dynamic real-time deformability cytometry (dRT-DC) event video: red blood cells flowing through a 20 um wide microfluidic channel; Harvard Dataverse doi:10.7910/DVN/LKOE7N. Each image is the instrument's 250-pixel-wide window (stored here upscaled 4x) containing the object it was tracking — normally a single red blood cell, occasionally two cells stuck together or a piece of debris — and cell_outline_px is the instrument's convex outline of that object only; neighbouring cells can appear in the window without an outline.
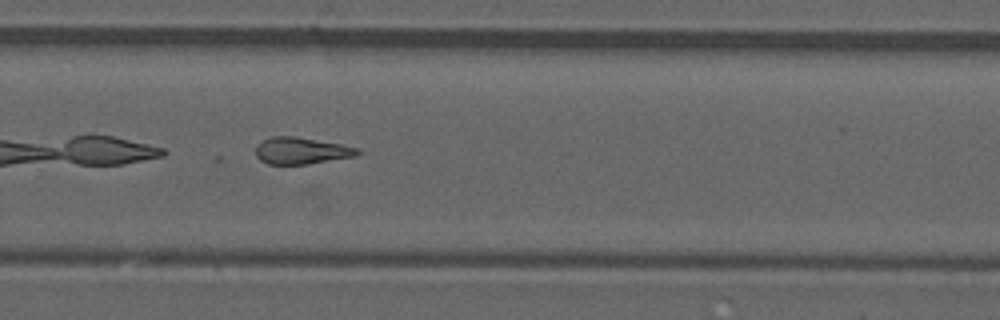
{"species": "common noctule bat (a hibernating species)", "species_latin": "Nyctalus noctula", "temperature_condition": "room temperature", "stored_images_in_passage": 30, "camera_frame_rate_fps": 3000, "um_per_image_px": 0.085, "animal": {"sex": "male", "forearm_length_mm": 52.5}, "frame": {"image": 1, "passage_image": 19, "time_ms": 6.0, "image_size_px": [1000, 320], "cell_outline_px": [[360, 152], [356, 156], [308, 164], [268, 164], [260, 160], [256, 156], [256, 144], [272, 136], [292, 136], [340, 144], [360, 148]], "centroid_in_image_um": [25.6, 12.82], "position_along_channel_um": 304.2, "area_um2": 15.78}}